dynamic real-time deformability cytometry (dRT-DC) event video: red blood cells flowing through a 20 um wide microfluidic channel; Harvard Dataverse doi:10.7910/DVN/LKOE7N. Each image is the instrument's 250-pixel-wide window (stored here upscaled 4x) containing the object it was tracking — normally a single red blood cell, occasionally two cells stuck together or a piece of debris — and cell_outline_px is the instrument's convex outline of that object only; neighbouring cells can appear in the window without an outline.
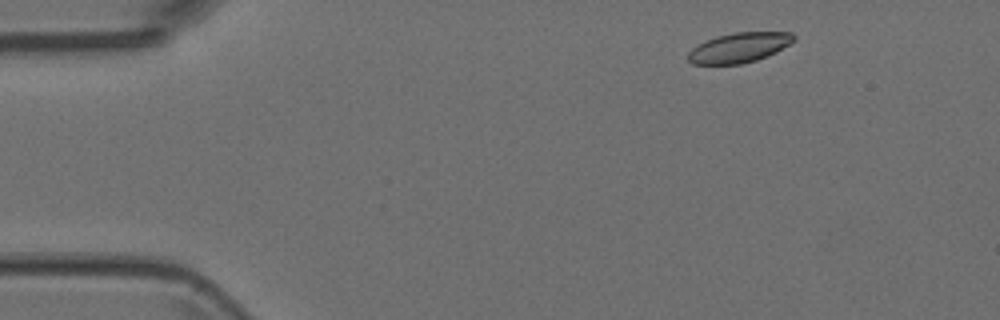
{"species": "Egyptian fruit bat (a non-hibernating species)", "species_latin": "Rousettus aegyptiacus", "temperature_condition": "room temperature", "stored_images_in_passage": 3, "camera_frame_rate_fps": 3000, "um_per_image_px": 0.085, "animal": {"sex": "female"}, "frame": {"image": 1, "passage_image": 1, "time_ms": 0.0, "image_size_px": [1000, 320], "cell_outline_px": [[796, 40], [776, 52], [768, 56], [756, 60], [740, 64], [692, 64], [688, 60], [688, 52], [696, 44], [716, 36], [736, 32], [792, 32], [796, 36]], "centroid_in_image_um": [62.83, 4.04], "position_along_channel_um": 22.2, "area_um2": 18.55}}